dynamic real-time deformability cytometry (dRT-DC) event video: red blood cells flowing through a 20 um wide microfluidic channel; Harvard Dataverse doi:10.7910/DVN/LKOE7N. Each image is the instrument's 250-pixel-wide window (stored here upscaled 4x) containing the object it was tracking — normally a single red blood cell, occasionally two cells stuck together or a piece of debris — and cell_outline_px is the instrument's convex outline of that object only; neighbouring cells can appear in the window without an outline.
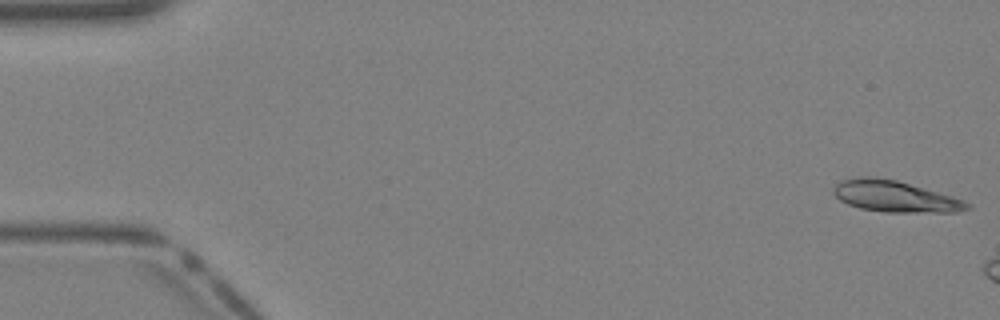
{"species": "Egyptian fruit bat (a non-hibernating species)", "species_latin": "Rousettus aegyptiacus", "temperature_condition": "warm", "stored_images_in_passage": 6, "camera_frame_rate_fps": 3000, "um_per_image_px": 0.085, "animal": {"sex": "female"}, "frame": {"image": 1, "passage_image": 1, "time_ms": 0.0, "image_size_px": [1000, 320], "cell_outline_px": [[972, 208], [956, 212], [884, 212], [860, 208], [848, 204], [840, 200], [832, 192], [836, 184], [840, 180], [860, 176], [868, 176], [896, 180], [952, 196], [964, 200], [972, 204]], "centroid_in_image_um": [76.08, 16.7], "position_along_channel_um": 8.9, "area_um2": 24.33}}